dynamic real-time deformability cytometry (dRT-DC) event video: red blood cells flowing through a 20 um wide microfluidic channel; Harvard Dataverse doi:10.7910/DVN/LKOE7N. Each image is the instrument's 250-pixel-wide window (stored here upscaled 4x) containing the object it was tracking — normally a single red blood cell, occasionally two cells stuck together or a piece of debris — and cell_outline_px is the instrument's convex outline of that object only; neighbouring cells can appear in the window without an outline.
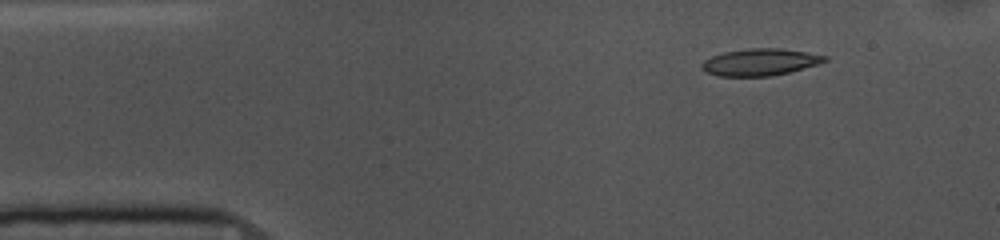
{"species": "common noctule bat (a hibernating species)", "species_latin": "Nyctalus noctula", "temperature_condition": "cold", "stored_images_in_passage": 48, "camera_frame_rate_fps": 3000, "um_per_image_px": 0.085, "animal": {"sex": "female", "body_mass_g": 10.0, "forearm_length_mm": 53.1}, "frame": {"image": 1, "passage_image": 1, "time_ms": 0.0, "image_size_px": [1000, 240], "cell_outline_px": [[828, 60], [820, 64], [788, 72], [768, 76], [720, 76], [704, 72], [700, 68], [700, 64], [704, 60], [712, 56], [724, 52], [748, 48], [780, 48], [828, 56]], "centroid_in_image_um": [64.58, 5.28], "position_along_channel_um": 20.4, "area_um2": 19.31}}
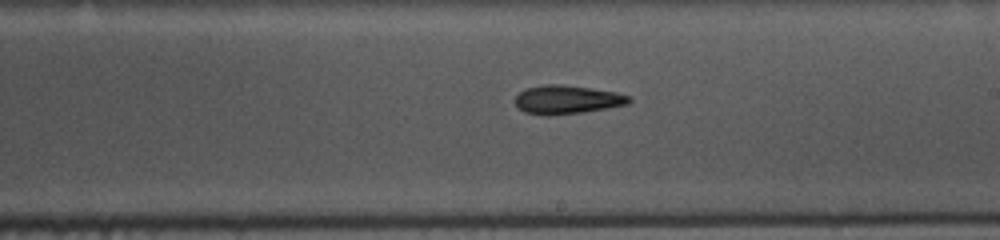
{"frame": {"image": 2, "passage_image": 24, "time_ms": 7.667, "image_size_px": [1000, 240], "cell_outline_px": [[632, 100], [628, 104], [608, 108], [584, 112], [548, 116], [524, 112], [516, 108], [516, 96], [524, 88], [544, 84], [564, 84], [616, 92], [632, 96]], "centroid_in_image_um": [48.2, 8.47], "position_along_channel_um": 240.8, "area_um2": 19.31}}
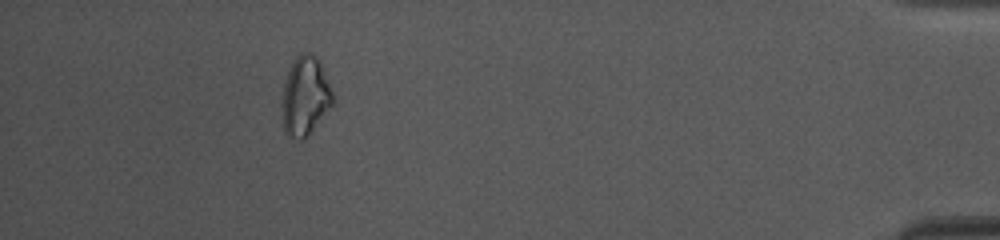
{"frame": {"image": 3, "passage_image": 43, "time_ms": 14.0, "image_size_px": [1000, 240], "cell_outline_px": [[336, 100], [308, 136], [304, 140], [300, 140], [288, 136], [284, 132], [280, 116], [280, 104], [284, 80], [288, 68], [296, 56], [300, 52], [312, 52], [320, 60]], "centroid_in_image_um": [25.91, 8.17], "position_along_channel_um": 409.3, "area_um2": 24.39}, "authors_computed_cell_mechanics": {"area_um2": 19.1896, "velocity_mm_per_s": 3.6787, "shape_relaxation_time_tau1_ms": 7.3241, "shape_relaxation_time_tau2_ms": null, "deformation_change_tau1": 0.166, "deformation_change_tau2": null}}